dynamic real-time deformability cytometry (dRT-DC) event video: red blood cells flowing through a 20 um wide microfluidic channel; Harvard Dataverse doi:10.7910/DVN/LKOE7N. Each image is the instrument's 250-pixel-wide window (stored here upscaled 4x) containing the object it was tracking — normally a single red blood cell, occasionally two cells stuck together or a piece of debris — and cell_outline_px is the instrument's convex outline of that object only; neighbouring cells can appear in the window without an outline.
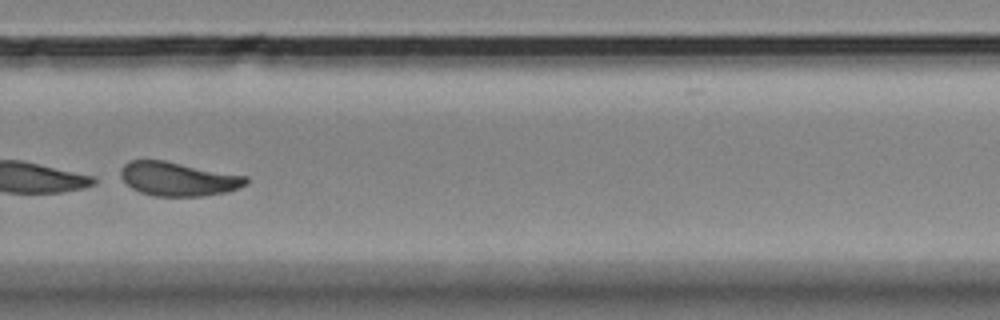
{"species": "Egyptian fruit bat (a non-hibernating species)", "species_latin": "Rousettus aegyptiacus", "temperature_condition": "room temperature", "stored_images_in_passage": 55, "camera_frame_rate_fps": 3000, "um_per_image_px": 0.085, "animal": {"sex": "female"}, "frame": {"image": 1, "passage_image": 38, "time_ms": 12.333, "image_size_px": [1000, 320], "cell_outline_px": [[248, 184], [224, 192], [204, 196], [152, 196], [140, 192], [132, 188], [120, 176], [120, 168], [128, 160], [164, 160], [248, 176]], "centroid_in_image_um": [15.13, 15.2], "position_along_channel_um": 314.7, "area_um2": 24.8}}